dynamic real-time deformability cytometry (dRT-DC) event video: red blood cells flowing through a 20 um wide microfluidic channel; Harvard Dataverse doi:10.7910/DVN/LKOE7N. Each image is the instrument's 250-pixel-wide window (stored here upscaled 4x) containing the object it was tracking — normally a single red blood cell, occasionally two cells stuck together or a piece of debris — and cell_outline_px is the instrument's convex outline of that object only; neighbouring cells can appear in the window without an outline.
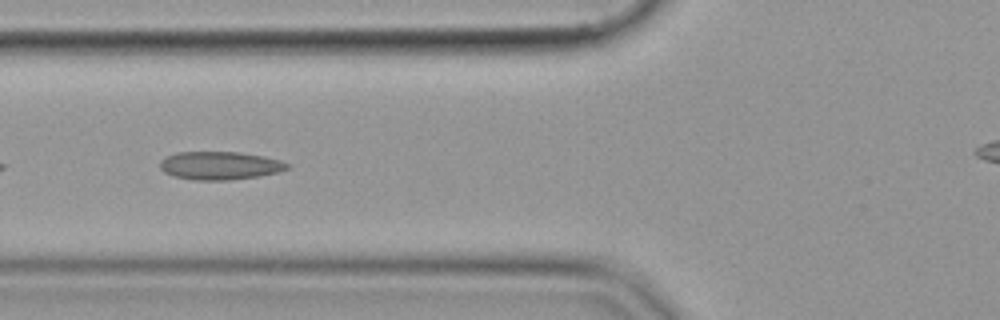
{"species": "common noctule bat (a hibernating species)", "species_latin": "Nyctalus noctula", "temperature_condition": "cold", "stored_images_in_passage": 34, "camera_frame_rate_fps": 3000, "um_per_image_px": 0.085, "animal": {"sex": "female", "body_mass_g": 19.9}, "frame": {"image": 1, "passage_image": 5, "time_ms": 1.333, "image_size_px": [1000, 320], "cell_outline_px": [[288, 168], [276, 172], [256, 176], [228, 180], [196, 180], [172, 176], [164, 172], [160, 168], [160, 160], [176, 152], [240, 152], [264, 156], [280, 160], [288, 164]], "centroid_in_image_um": [18.64, 14.07], "position_along_channel_um": 107.2, "area_um2": 20.69}}
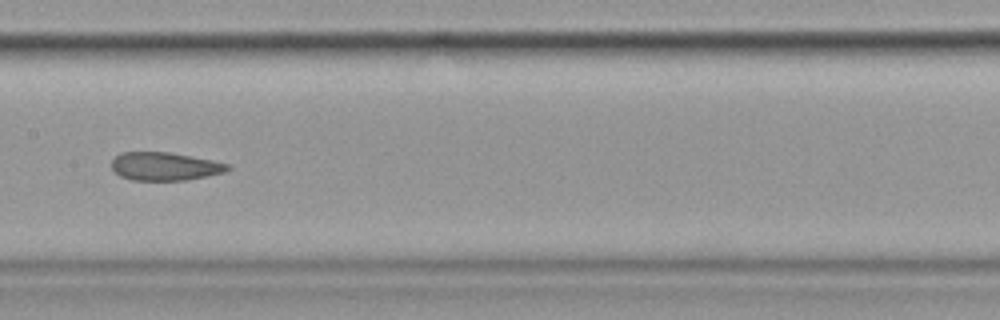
{"frame": {"image": 2, "passage_image": 12, "time_ms": 3.667, "image_size_px": [1000, 320], "cell_outline_px": [[232, 168], [224, 172], [208, 176], [188, 180], [132, 180], [120, 176], [112, 168], [112, 160], [120, 152], [168, 152], [212, 160], [228, 164]], "centroid_in_image_um": [14.01, 14.14], "position_along_channel_um": 193.4, "area_um2": 19.02}}
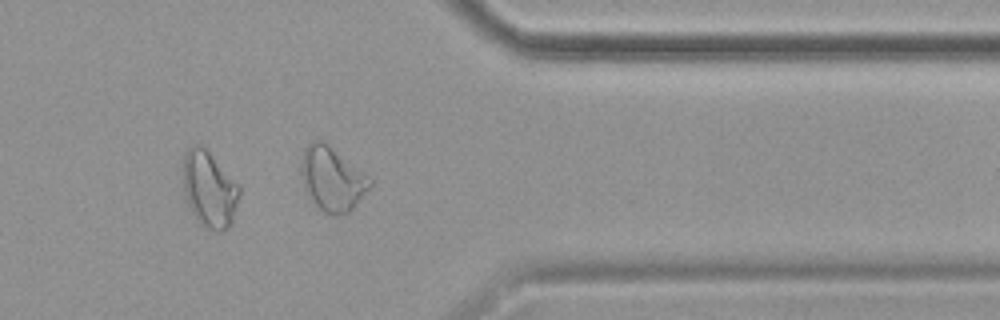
{"frame": {"image": 3, "passage_image": 28, "time_ms": 9.0, "image_size_px": [1000, 320], "cell_outline_px": [[240, 196], [232, 220], [228, 228], [220, 232], [216, 232], [204, 228], [196, 220], [188, 204], [184, 188], [184, 156], [188, 148], [192, 144], [200, 144], [240, 184]], "centroid_in_image_um": [17.82, 16.12], "position_along_channel_um": 393.6, "area_um2": 24.97}}